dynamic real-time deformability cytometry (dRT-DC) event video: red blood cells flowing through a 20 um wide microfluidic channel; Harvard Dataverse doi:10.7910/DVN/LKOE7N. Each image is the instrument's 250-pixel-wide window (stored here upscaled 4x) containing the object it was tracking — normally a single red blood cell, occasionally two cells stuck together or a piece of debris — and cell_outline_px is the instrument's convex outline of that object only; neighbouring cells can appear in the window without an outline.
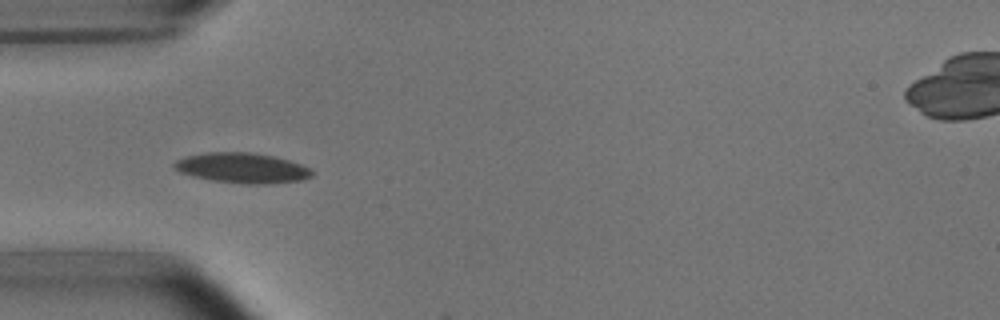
{"species": "common noctule bat (a hibernating species)", "species_latin": "Nyctalus noctula", "temperature_condition": "room temperature", "stored_images_in_passage": 6, "camera_frame_rate_fps": 3000, "um_per_image_px": 0.085, "animal": {"sex": "male", "body_mass_g": 15.6}, "frame": {"image": 1, "passage_image": 4, "time_ms": 3.667, "image_size_px": [1000, 320], "cell_outline_px": [[312, 176], [300, 180], [268, 184], [244, 184], [212, 180], [192, 176], [180, 172], [172, 164], [176, 160], [188, 156], [204, 152], [252, 152], [272, 156], [288, 160], [312, 168]], "centroid_in_image_um": [20.59, 14.28], "position_along_channel_um": 64.4, "area_um2": 24.16}}
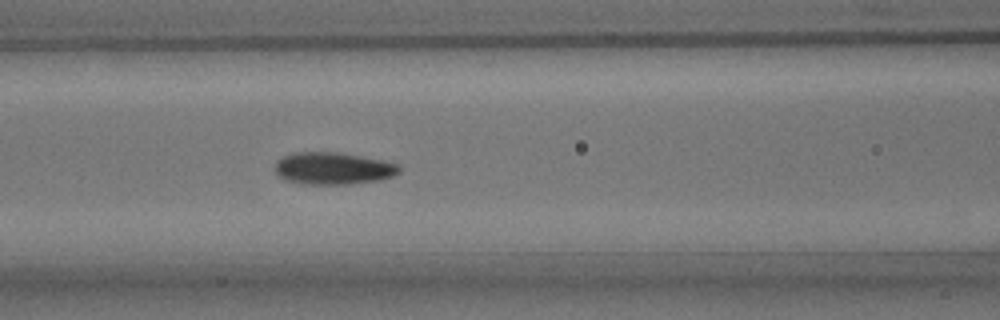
{"frame": {"image": 2, "passage_image": 6, "time_ms": 5.667, "image_size_px": [1000, 320], "cell_outline_px": [[400, 172], [392, 176], [380, 180], [348, 184], [304, 184], [284, 180], [276, 172], [276, 160], [284, 156], [296, 152], [336, 152], [360, 156], [400, 164]], "centroid_in_image_um": [28.31, 14.32], "position_along_channel_um": 138.3, "area_um2": 23.18}}